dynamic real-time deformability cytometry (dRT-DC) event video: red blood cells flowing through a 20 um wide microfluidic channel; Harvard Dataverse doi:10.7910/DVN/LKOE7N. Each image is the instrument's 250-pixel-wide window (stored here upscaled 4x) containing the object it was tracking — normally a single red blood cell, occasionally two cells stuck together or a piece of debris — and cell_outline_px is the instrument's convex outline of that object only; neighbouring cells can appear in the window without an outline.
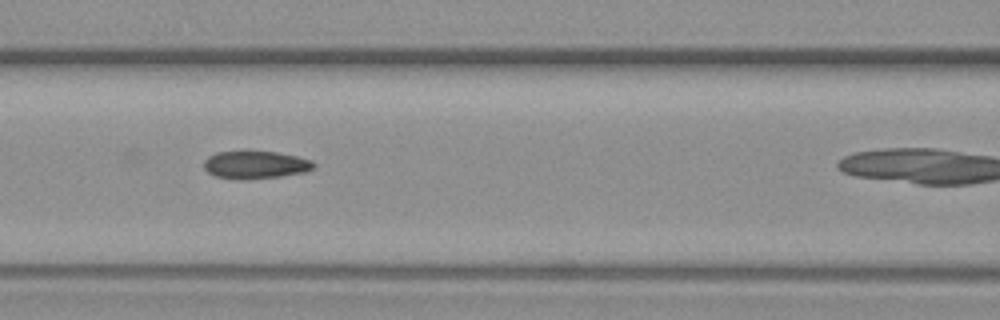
{"species": "common noctule bat (a hibernating species)", "species_latin": "Nyctalus noctula", "temperature_condition": "warm", "stored_images_in_passage": 9, "camera_frame_rate_fps": 3000, "um_per_image_px": 0.085, "animal": {"sex": "female", "body_mass_g": 19.3, "forearm_length_mm": 54.1}, "frame": {"image": 1, "passage_image": 8, "time_ms": 9.667, "image_size_px": [1000, 320], "cell_outline_px": [[316, 168], [304, 172], [280, 176], [216, 176], [208, 172], [204, 168], [204, 160], [208, 156], [216, 152], [248, 148], [276, 152], [296, 156], [312, 160], [316, 164]], "centroid_in_image_um": [21.74, 13.9], "position_along_channel_um": 144.9, "area_um2": 17.57}}